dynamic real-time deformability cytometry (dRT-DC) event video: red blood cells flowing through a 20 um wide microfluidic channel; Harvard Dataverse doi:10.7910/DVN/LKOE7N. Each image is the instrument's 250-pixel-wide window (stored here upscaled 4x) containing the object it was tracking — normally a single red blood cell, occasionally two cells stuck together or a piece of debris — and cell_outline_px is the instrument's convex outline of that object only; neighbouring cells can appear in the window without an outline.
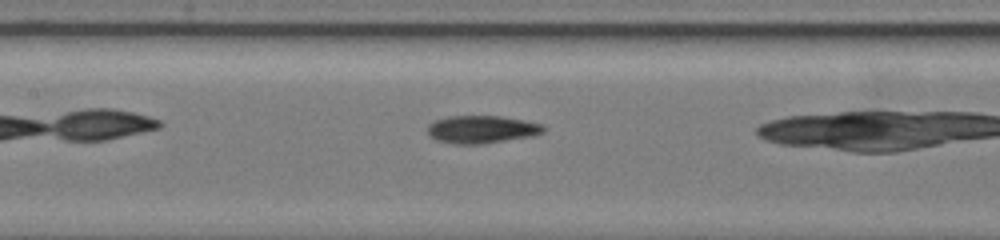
{"species": "common noctule bat (a hibernating species)", "species_latin": "Nyctalus noctula", "temperature_condition": "warm", "stored_images_in_passage": 31, "camera_frame_rate_fps": 3000, "um_per_image_px": 0.085, "animal": {"sex": "female", "body_mass_g": 19.5, "forearm_length_mm": 54.1}, "frame": {"image": 1, "passage_image": 10, "time_ms": 3.0, "image_size_px": [1000, 240], "cell_outline_px": [[544, 132], [528, 136], [480, 144], [456, 144], [436, 140], [428, 132], [428, 124], [432, 120], [448, 116], [500, 116], [524, 120], [544, 124]], "centroid_in_image_um": [40.9, 10.98], "position_along_channel_um": 166.5, "area_um2": 18.55}}
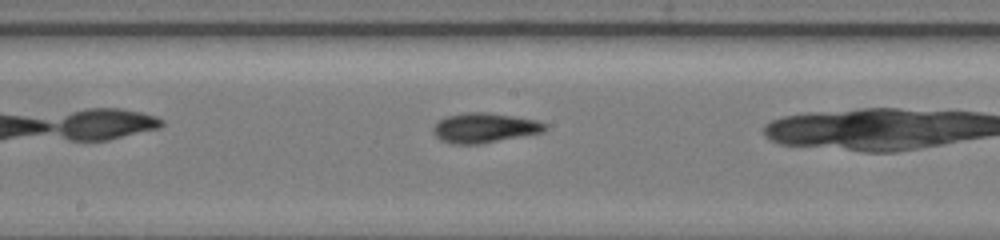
{"frame": {"image": 2, "passage_image": 14, "time_ms": 4.333, "image_size_px": [1000, 240], "cell_outline_px": [[548, 128], [544, 132], [480, 144], [452, 144], [440, 140], [436, 136], [432, 128], [444, 116], [464, 112], [488, 112], [536, 120], [548, 124]], "centroid_in_image_um": [41.19, 10.86], "position_along_channel_um": 207.0, "area_um2": 19.54}}